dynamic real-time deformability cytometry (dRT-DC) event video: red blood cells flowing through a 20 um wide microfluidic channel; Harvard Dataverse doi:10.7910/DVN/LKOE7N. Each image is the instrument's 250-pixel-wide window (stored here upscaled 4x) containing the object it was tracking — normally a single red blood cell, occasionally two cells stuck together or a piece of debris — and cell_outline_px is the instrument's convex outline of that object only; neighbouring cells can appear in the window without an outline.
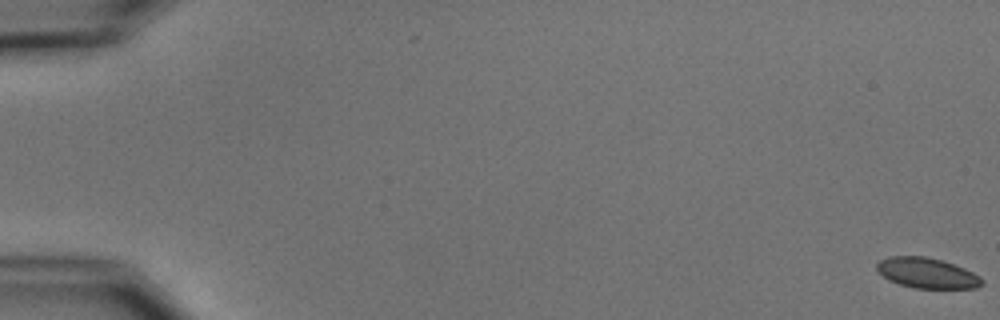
{"species": "common noctule bat (a hibernating species)", "species_latin": "Nyctalus noctula", "temperature_condition": "cold", "stored_images_in_passage": 7, "camera_frame_rate_fps": 3000, "um_per_image_px": 0.085, "animal": {"sex": "male", "body_mass_g": 15.6}, "frame": {"image": 1, "passage_image": 1, "time_ms": 0.0, "image_size_px": [1000, 320], "cell_outline_px": [[984, 284], [976, 288], [916, 288], [900, 284], [888, 280], [876, 268], [876, 264], [880, 260], [888, 256], [924, 256], [940, 260], [964, 268], [980, 276], [984, 280]], "centroid_in_image_um": [78.8, 23.21], "position_along_channel_um": 6.2, "area_um2": 18.5}}